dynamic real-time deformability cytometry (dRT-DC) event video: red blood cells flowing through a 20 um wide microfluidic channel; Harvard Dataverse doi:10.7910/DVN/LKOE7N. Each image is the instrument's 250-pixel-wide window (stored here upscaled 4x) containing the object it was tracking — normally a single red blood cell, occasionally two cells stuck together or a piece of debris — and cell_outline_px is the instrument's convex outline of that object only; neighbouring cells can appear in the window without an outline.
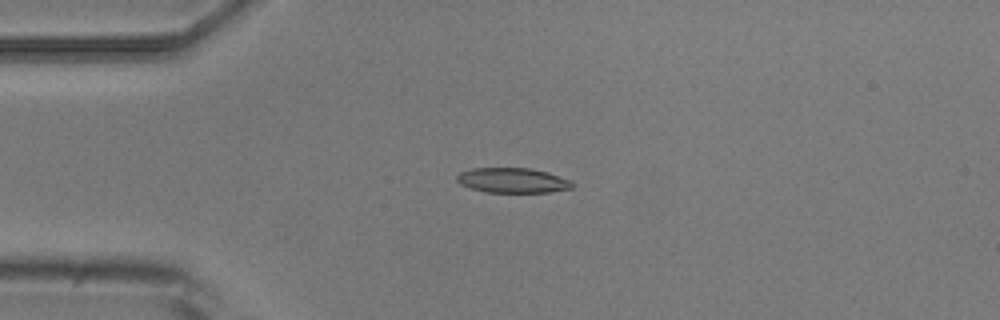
{"species": "common noctule bat (a hibernating species)", "species_latin": "Nyctalus noctula", "temperature_condition": "room temperature", "stored_images_in_passage": 3, "camera_frame_rate_fps": 3000, "um_per_image_px": 0.085, "animal": {"sex": "male", "body_mass_g": 20.5, "forearm_length_mm": 52.5}, "frame": {"image": 1, "passage_image": 2, "time_ms": 1.333, "image_size_px": [1000, 320], "cell_outline_px": [[576, 184], [572, 188], [548, 192], [484, 192], [460, 184], [456, 180], [456, 176], [460, 172], [472, 168], [528, 168], [548, 172], [572, 180]], "centroid_in_image_um": [43.6, 15.33], "position_along_channel_um": 41.4, "area_um2": 16.88}}